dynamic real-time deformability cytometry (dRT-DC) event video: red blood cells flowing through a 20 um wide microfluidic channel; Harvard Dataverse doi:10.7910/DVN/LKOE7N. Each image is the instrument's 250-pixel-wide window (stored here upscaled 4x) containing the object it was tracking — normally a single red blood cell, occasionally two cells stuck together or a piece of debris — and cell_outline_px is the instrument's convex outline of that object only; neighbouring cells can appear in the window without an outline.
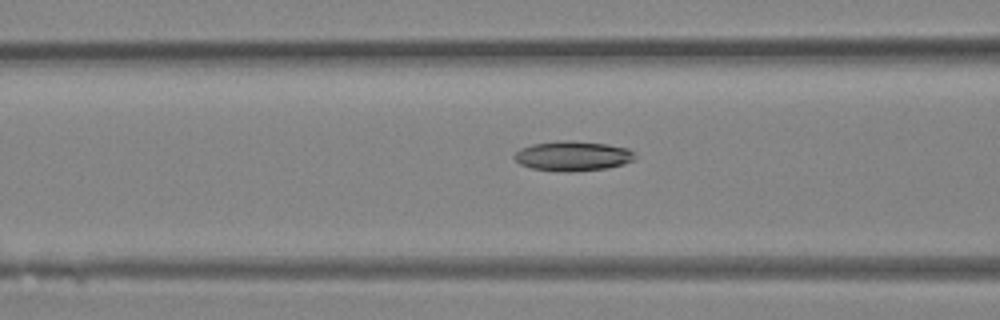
{"species": "Egyptian fruit bat (a non-hibernating species)", "species_latin": "Rousettus aegyptiacus", "temperature_condition": "room temperature", "stored_images_in_passage": 40, "camera_frame_rate_fps": 3000, "um_per_image_px": 0.085, "animal": {"sex": "female"}, "frame": {"image": 1, "passage_image": 16, "time_ms": 5.0, "image_size_px": [1000, 320], "cell_outline_px": [[636, 160], [624, 164], [608, 168], [572, 172], [564, 172], [532, 168], [520, 164], [512, 156], [520, 148], [532, 144], [556, 140], [568, 140], [608, 144], [628, 148], [636, 152]], "centroid_in_image_um": [48.72, 13.25], "position_along_channel_um": 117.9, "area_um2": 21.33}}
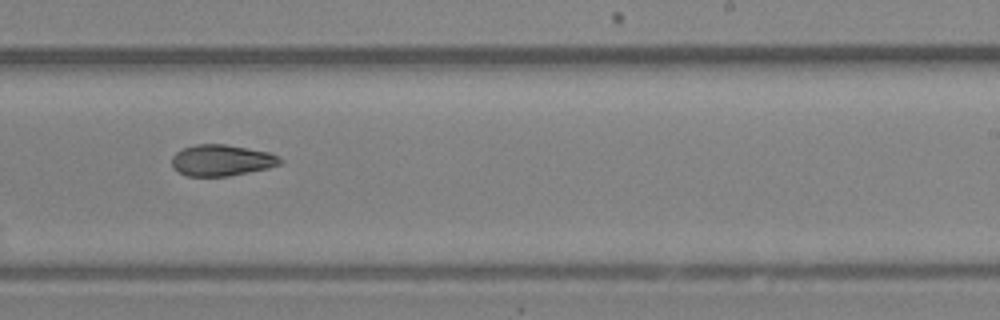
{"frame": {"image": 2, "passage_image": 25, "time_ms": 8.0, "image_size_px": [1000, 320], "cell_outline_px": [[284, 160], [280, 164], [268, 168], [228, 176], [188, 176], [172, 168], [172, 156], [176, 152], [184, 148], [196, 144], [224, 144], [268, 152]], "centroid_in_image_um": [18.81, 13.63], "position_along_channel_um": 270.2, "area_um2": 19.54}}
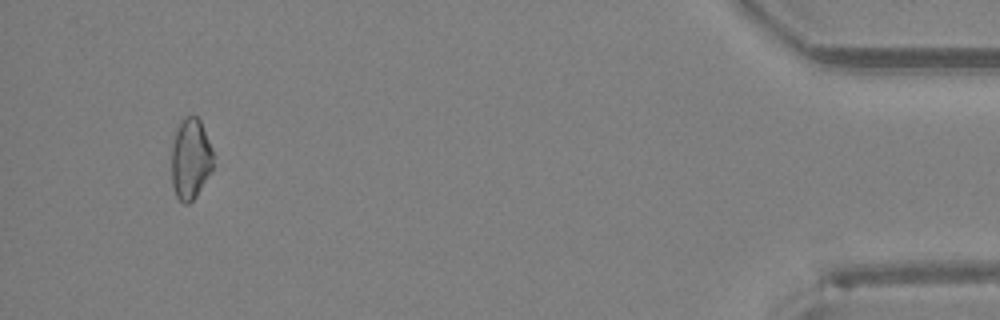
{"frame": {"image": 3, "passage_image": 38, "time_ms": 12.333, "image_size_px": [1000, 320], "cell_outline_px": [[212, 168], [196, 196], [188, 204], [184, 204], [176, 196], [172, 184], [172, 132], [180, 120], [184, 116], [196, 116], [200, 120], [212, 148]], "centroid_in_image_um": [16.15, 13.45], "position_along_channel_um": 419.0, "area_um2": 19.77}}